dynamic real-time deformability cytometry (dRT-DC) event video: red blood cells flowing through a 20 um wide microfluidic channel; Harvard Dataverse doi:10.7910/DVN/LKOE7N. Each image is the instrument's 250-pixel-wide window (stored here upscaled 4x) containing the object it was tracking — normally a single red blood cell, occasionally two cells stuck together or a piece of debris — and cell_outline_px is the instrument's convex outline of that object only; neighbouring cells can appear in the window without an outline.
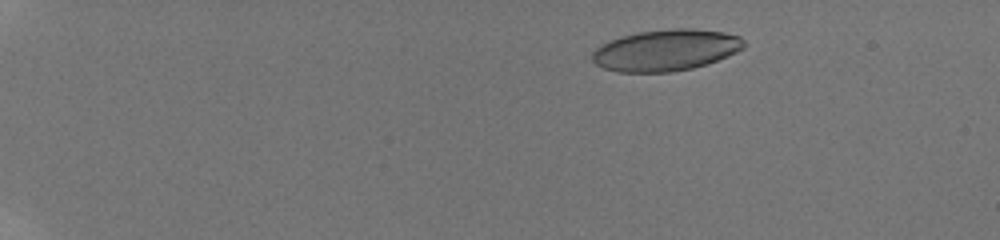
{"species": "human", "species_latin": "Homo sapiens", "temperature_condition": "room temperature", "stored_images_in_passage": 56, "camera_frame_rate_fps": 3000, "um_per_image_px": 0.085, "donor": {"sex": "male"}, "frame": {"image": 1, "passage_image": 11, "time_ms": 3.333, "image_size_px": [1000, 240], "cell_outline_px": [[744, 48], [728, 56], [692, 68], [672, 72], [616, 72], [604, 68], [596, 64], [592, 60], [592, 52], [600, 44], [608, 40], [620, 36], [640, 32], [672, 28], [692, 28], [724, 32], [740, 36], [744, 40]], "centroid_in_image_um": [56.57, 4.26], "position_along_channel_um": 28.4, "area_um2": 36.7}}
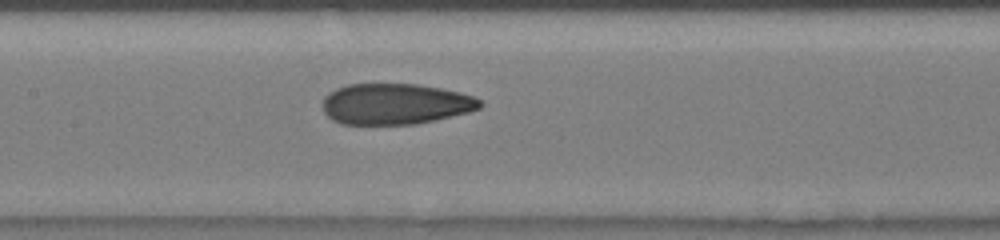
{"frame": {"image": 2, "passage_image": 32, "time_ms": 10.333, "image_size_px": [1000, 240], "cell_outline_px": [[484, 104], [480, 108], [468, 112], [416, 124], [340, 124], [332, 120], [324, 112], [324, 96], [328, 92], [336, 88], [348, 84], [416, 84], [440, 88], [460, 92], [484, 100]], "centroid_in_image_um": [33.61, 8.83], "position_along_channel_um": 173.8, "area_um2": 37.57}}
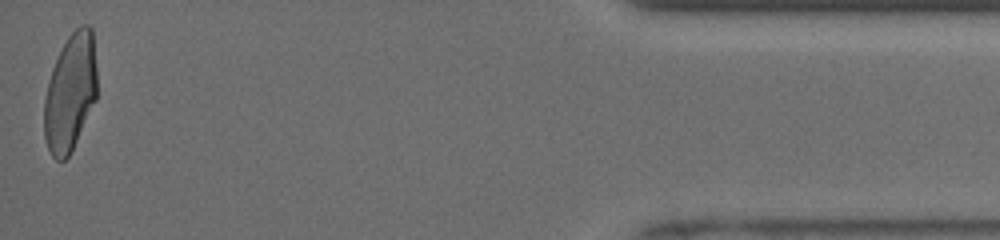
{"frame": {"image": 3, "passage_image": 56, "time_ms": 18.333, "image_size_px": [1000, 240], "cell_outline_px": [[96, 100], [68, 156], [64, 160], [56, 160], [52, 156], [48, 148], [44, 136], [44, 100], [48, 80], [52, 68], [68, 36], [80, 24], [88, 24], [92, 28], [96, 68]], "centroid_in_image_um": [5.97, 7.84], "position_along_channel_um": 429.2, "area_um2": 35.89}, "authors_computed_cell_mechanics": {"area_um2": 37.3388, "velocity_mm_per_s": 3.9752, "shape_relaxation_time_tau1_ms": 5.8163, "shape_relaxation_time_tau2_ms": 1.2036, "deformation_change_tau1": 0.203, "deformation_change_tau2": 0.0735}}